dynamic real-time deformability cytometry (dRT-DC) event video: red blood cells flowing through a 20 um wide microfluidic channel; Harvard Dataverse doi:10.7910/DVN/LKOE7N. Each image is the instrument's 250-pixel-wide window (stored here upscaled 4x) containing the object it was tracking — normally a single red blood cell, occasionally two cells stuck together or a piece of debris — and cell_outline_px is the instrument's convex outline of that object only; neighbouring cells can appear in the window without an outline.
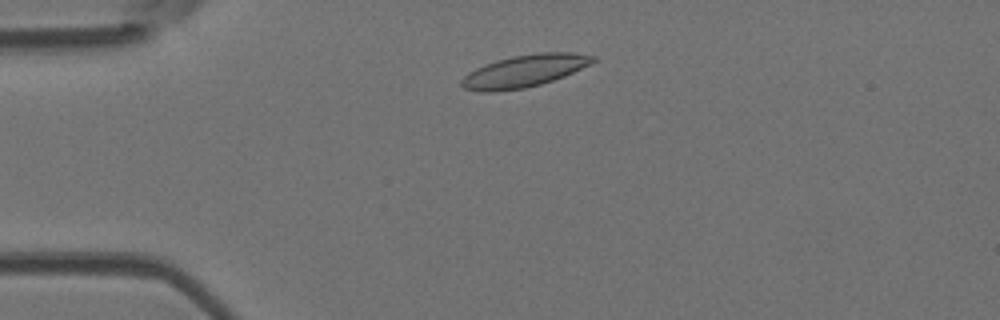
{"species": "Egyptian fruit bat (a non-hibernating species)", "species_latin": "Rousettus aegyptiacus", "temperature_condition": "room temperature", "stored_images_in_passage": 43, "camera_frame_rate_fps": 3000, "um_per_image_px": 0.085, "animal": {"sex": "female"}, "frame": {"image": 1, "passage_image": 3, "time_ms": 0.667, "image_size_px": [1000, 320], "cell_outline_px": [[596, 60], [564, 76], [540, 84], [524, 88], [492, 92], [480, 92], [464, 88], [460, 84], [460, 80], [468, 72], [476, 68], [496, 60], [512, 56], [536, 52], [572, 52], [596, 56]], "centroid_in_image_um": [44.53, 6.03], "position_along_channel_um": 40.5, "area_um2": 24.57}}
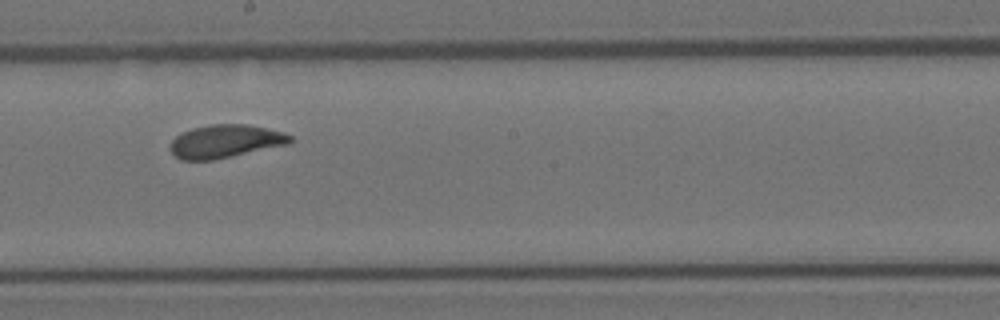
{"frame": {"image": 2, "passage_image": 20, "time_ms": 6.333, "image_size_px": [1000, 320], "cell_outline_px": [[292, 140], [288, 144], [232, 156], [212, 160], [180, 160], [168, 148], [172, 140], [176, 136], [192, 128], [208, 124], [248, 124], [284, 132], [292, 136]], "centroid_in_image_um": [19.14, 12.0], "position_along_channel_um": 229.1, "area_um2": 23.12}}
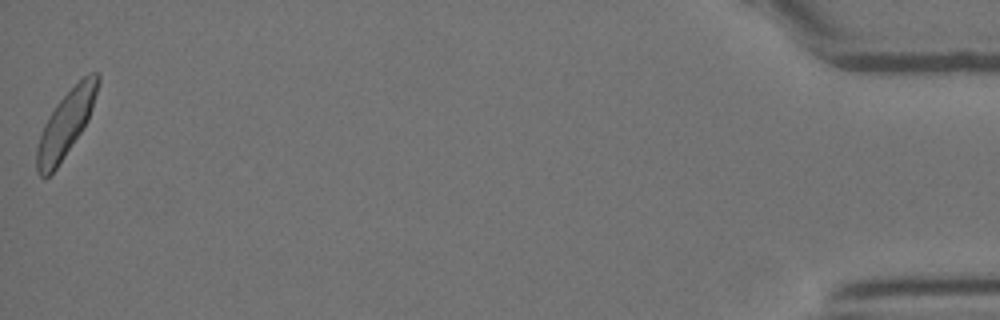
{"frame": {"image": 3, "passage_image": 43, "time_ms": 14.0, "image_size_px": [1000, 320], "cell_outline_px": [[100, 80], [92, 108], [88, 120], [84, 128], [56, 168], [44, 180], [36, 172], [36, 148], [44, 124], [56, 104], [88, 72], [96, 72], [100, 76]], "centroid_in_image_um": [5.58, 10.55], "position_along_channel_um": 429.6, "area_um2": 23.12}, "authors_computed_cell_mechanics": {"area_um2": 23.0622, "velocity_mm_per_s": 3.8518, "shape_relaxation_time_tau1_ms": 2.2408, "shape_relaxation_time_tau2_ms": 1.2909, "deformation_change_tau1": 0.1127, "deformation_change_tau2": 0.0818}}